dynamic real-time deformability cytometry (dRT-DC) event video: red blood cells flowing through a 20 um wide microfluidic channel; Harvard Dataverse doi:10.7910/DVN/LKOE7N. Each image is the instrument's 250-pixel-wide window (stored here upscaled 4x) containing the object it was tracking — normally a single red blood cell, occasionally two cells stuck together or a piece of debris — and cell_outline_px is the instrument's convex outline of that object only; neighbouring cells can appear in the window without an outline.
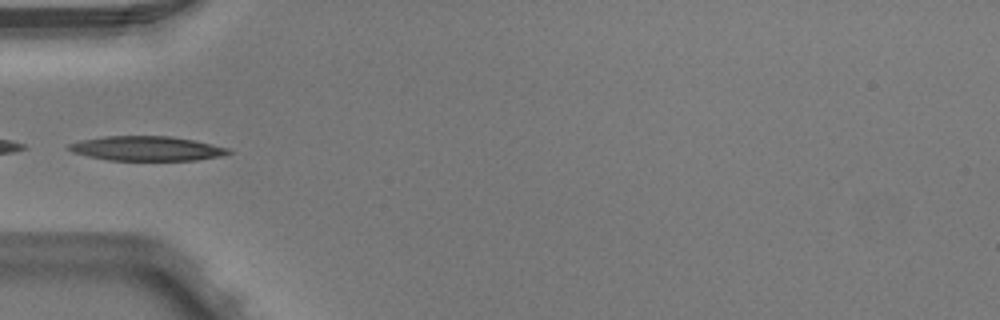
{"species": "Egyptian fruit bat (a non-hibernating species)", "species_latin": "Rousettus aegyptiacus", "temperature_condition": "warm", "stored_images_in_passage": 4, "camera_frame_rate_fps": 3000, "um_per_image_px": 0.085, "animal": {"sex": "male"}, "frame": {"image": 1, "passage_image": 4, "time_ms": 1.0, "image_size_px": [1000, 320], "cell_outline_px": [[232, 152], [224, 156], [196, 160], [108, 160], [88, 156], [72, 152], [64, 148], [68, 144], [80, 140], [104, 136], [172, 136], [212, 144], [228, 148]], "centroid_in_image_um": [12.44, 12.62], "position_along_channel_um": 72.6, "area_um2": 22.95}}